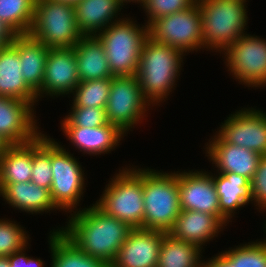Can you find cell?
I'll return each mask as SVG.
<instances>
[{"label":"cell","mask_w":266,"mask_h":267,"mask_svg":"<svg viewBox=\"0 0 266 267\" xmlns=\"http://www.w3.org/2000/svg\"><path fill=\"white\" fill-rule=\"evenodd\" d=\"M18 52L11 46L0 48V96L37 105L36 93L25 83Z\"/></svg>","instance_id":"22"},{"label":"cell","mask_w":266,"mask_h":267,"mask_svg":"<svg viewBox=\"0 0 266 267\" xmlns=\"http://www.w3.org/2000/svg\"><path fill=\"white\" fill-rule=\"evenodd\" d=\"M10 145L5 141V139L0 135V155L9 147Z\"/></svg>","instance_id":"41"},{"label":"cell","mask_w":266,"mask_h":267,"mask_svg":"<svg viewBox=\"0 0 266 267\" xmlns=\"http://www.w3.org/2000/svg\"><path fill=\"white\" fill-rule=\"evenodd\" d=\"M51 138V166H52V185L50 195L55 206L63 212L71 214L81 210L80 206L83 193L86 192L84 167L66 150L65 146L59 144ZM80 163V164H79Z\"/></svg>","instance_id":"8"},{"label":"cell","mask_w":266,"mask_h":267,"mask_svg":"<svg viewBox=\"0 0 266 267\" xmlns=\"http://www.w3.org/2000/svg\"><path fill=\"white\" fill-rule=\"evenodd\" d=\"M216 173H212V178L219 197L220 213L232 222L236 211L252 203L251 181L233 172Z\"/></svg>","instance_id":"23"},{"label":"cell","mask_w":266,"mask_h":267,"mask_svg":"<svg viewBox=\"0 0 266 267\" xmlns=\"http://www.w3.org/2000/svg\"><path fill=\"white\" fill-rule=\"evenodd\" d=\"M216 133L226 142L266 154V113L253 107L229 114Z\"/></svg>","instance_id":"12"},{"label":"cell","mask_w":266,"mask_h":267,"mask_svg":"<svg viewBox=\"0 0 266 267\" xmlns=\"http://www.w3.org/2000/svg\"><path fill=\"white\" fill-rule=\"evenodd\" d=\"M136 21L126 14V17L96 34L103 44L105 56L114 76H132L137 73L141 49L148 38V26L146 23L143 25Z\"/></svg>","instance_id":"6"},{"label":"cell","mask_w":266,"mask_h":267,"mask_svg":"<svg viewBox=\"0 0 266 267\" xmlns=\"http://www.w3.org/2000/svg\"><path fill=\"white\" fill-rule=\"evenodd\" d=\"M74 50L80 81L114 77L103 44L96 35H84L76 43Z\"/></svg>","instance_id":"25"},{"label":"cell","mask_w":266,"mask_h":267,"mask_svg":"<svg viewBox=\"0 0 266 267\" xmlns=\"http://www.w3.org/2000/svg\"><path fill=\"white\" fill-rule=\"evenodd\" d=\"M202 252L196 244L176 239L162 231L157 267H201Z\"/></svg>","instance_id":"28"},{"label":"cell","mask_w":266,"mask_h":267,"mask_svg":"<svg viewBox=\"0 0 266 267\" xmlns=\"http://www.w3.org/2000/svg\"><path fill=\"white\" fill-rule=\"evenodd\" d=\"M29 244L24 247V267H44L45 261H43L41 258H33L30 256H26L27 254L26 249L28 251Z\"/></svg>","instance_id":"40"},{"label":"cell","mask_w":266,"mask_h":267,"mask_svg":"<svg viewBox=\"0 0 266 267\" xmlns=\"http://www.w3.org/2000/svg\"><path fill=\"white\" fill-rule=\"evenodd\" d=\"M161 244L162 231L135 228L110 267H157Z\"/></svg>","instance_id":"17"},{"label":"cell","mask_w":266,"mask_h":267,"mask_svg":"<svg viewBox=\"0 0 266 267\" xmlns=\"http://www.w3.org/2000/svg\"><path fill=\"white\" fill-rule=\"evenodd\" d=\"M71 110L60 122L61 126L99 127L107 124L105 108L70 107Z\"/></svg>","instance_id":"34"},{"label":"cell","mask_w":266,"mask_h":267,"mask_svg":"<svg viewBox=\"0 0 266 267\" xmlns=\"http://www.w3.org/2000/svg\"><path fill=\"white\" fill-rule=\"evenodd\" d=\"M224 64L233 79L246 87L266 86V40L255 34H244L224 52Z\"/></svg>","instance_id":"10"},{"label":"cell","mask_w":266,"mask_h":267,"mask_svg":"<svg viewBox=\"0 0 266 267\" xmlns=\"http://www.w3.org/2000/svg\"><path fill=\"white\" fill-rule=\"evenodd\" d=\"M120 1V3L124 6V5H126V4H130L131 2H133V3H137V4H140V6L143 4V2L145 1V0H119Z\"/></svg>","instance_id":"43"},{"label":"cell","mask_w":266,"mask_h":267,"mask_svg":"<svg viewBox=\"0 0 266 267\" xmlns=\"http://www.w3.org/2000/svg\"><path fill=\"white\" fill-rule=\"evenodd\" d=\"M0 197L11 208L32 215L60 211L53 203L50 190L39 187L33 182L0 183ZM51 211V212H50Z\"/></svg>","instance_id":"20"},{"label":"cell","mask_w":266,"mask_h":267,"mask_svg":"<svg viewBox=\"0 0 266 267\" xmlns=\"http://www.w3.org/2000/svg\"><path fill=\"white\" fill-rule=\"evenodd\" d=\"M110 86L111 78L80 81L72 93L70 107L106 108Z\"/></svg>","instance_id":"32"},{"label":"cell","mask_w":266,"mask_h":267,"mask_svg":"<svg viewBox=\"0 0 266 267\" xmlns=\"http://www.w3.org/2000/svg\"><path fill=\"white\" fill-rule=\"evenodd\" d=\"M51 267H110L105 261L85 254L61 230L48 235Z\"/></svg>","instance_id":"26"},{"label":"cell","mask_w":266,"mask_h":267,"mask_svg":"<svg viewBox=\"0 0 266 267\" xmlns=\"http://www.w3.org/2000/svg\"><path fill=\"white\" fill-rule=\"evenodd\" d=\"M252 204L255 210L265 212L266 210V154L262 155L256 172L251 180ZM266 213V212H265Z\"/></svg>","instance_id":"36"},{"label":"cell","mask_w":266,"mask_h":267,"mask_svg":"<svg viewBox=\"0 0 266 267\" xmlns=\"http://www.w3.org/2000/svg\"><path fill=\"white\" fill-rule=\"evenodd\" d=\"M60 128L76 150L96 157L111 153L127 135L111 123L92 128L80 126H61Z\"/></svg>","instance_id":"18"},{"label":"cell","mask_w":266,"mask_h":267,"mask_svg":"<svg viewBox=\"0 0 266 267\" xmlns=\"http://www.w3.org/2000/svg\"><path fill=\"white\" fill-rule=\"evenodd\" d=\"M32 176V141L10 145L0 155V183L29 182Z\"/></svg>","instance_id":"27"},{"label":"cell","mask_w":266,"mask_h":267,"mask_svg":"<svg viewBox=\"0 0 266 267\" xmlns=\"http://www.w3.org/2000/svg\"><path fill=\"white\" fill-rule=\"evenodd\" d=\"M179 204L181 210H192L217 216L227 227L229 221L220 213L212 172L189 170L177 171Z\"/></svg>","instance_id":"13"},{"label":"cell","mask_w":266,"mask_h":267,"mask_svg":"<svg viewBox=\"0 0 266 267\" xmlns=\"http://www.w3.org/2000/svg\"><path fill=\"white\" fill-rule=\"evenodd\" d=\"M0 267H10L8 256H0Z\"/></svg>","instance_id":"42"},{"label":"cell","mask_w":266,"mask_h":267,"mask_svg":"<svg viewBox=\"0 0 266 267\" xmlns=\"http://www.w3.org/2000/svg\"><path fill=\"white\" fill-rule=\"evenodd\" d=\"M28 35L49 49L74 47L84 36L76 21L74 4L52 0H36Z\"/></svg>","instance_id":"7"},{"label":"cell","mask_w":266,"mask_h":267,"mask_svg":"<svg viewBox=\"0 0 266 267\" xmlns=\"http://www.w3.org/2000/svg\"><path fill=\"white\" fill-rule=\"evenodd\" d=\"M143 229L168 233L181 212L177 171L143 168Z\"/></svg>","instance_id":"5"},{"label":"cell","mask_w":266,"mask_h":267,"mask_svg":"<svg viewBox=\"0 0 266 267\" xmlns=\"http://www.w3.org/2000/svg\"><path fill=\"white\" fill-rule=\"evenodd\" d=\"M80 83L74 47L49 49L41 89L36 93L40 98L67 96Z\"/></svg>","instance_id":"14"},{"label":"cell","mask_w":266,"mask_h":267,"mask_svg":"<svg viewBox=\"0 0 266 267\" xmlns=\"http://www.w3.org/2000/svg\"><path fill=\"white\" fill-rule=\"evenodd\" d=\"M34 109L26 101L0 96V135L9 145L29 143L43 133Z\"/></svg>","instance_id":"15"},{"label":"cell","mask_w":266,"mask_h":267,"mask_svg":"<svg viewBox=\"0 0 266 267\" xmlns=\"http://www.w3.org/2000/svg\"><path fill=\"white\" fill-rule=\"evenodd\" d=\"M36 0H0V20L17 35H28L33 20Z\"/></svg>","instance_id":"29"},{"label":"cell","mask_w":266,"mask_h":267,"mask_svg":"<svg viewBox=\"0 0 266 267\" xmlns=\"http://www.w3.org/2000/svg\"><path fill=\"white\" fill-rule=\"evenodd\" d=\"M148 36L153 41L179 49L185 55L204 50L198 3L189 9L153 21L148 26Z\"/></svg>","instance_id":"11"},{"label":"cell","mask_w":266,"mask_h":267,"mask_svg":"<svg viewBox=\"0 0 266 267\" xmlns=\"http://www.w3.org/2000/svg\"><path fill=\"white\" fill-rule=\"evenodd\" d=\"M42 133L32 141V176L31 182L49 189L52 185L51 137Z\"/></svg>","instance_id":"30"},{"label":"cell","mask_w":266,"mask_h":267,"mask_svg":"<svg viewBox=\"0 0 266 267\" xmlns=\"http://www.w3.org/2000/svg\"><path fill=\"white\" fill-rule=\"evenodd\" d=\"M52 1L67 2V3H71V4H76L80 0H52Z\"/></svg>","instance_id":"44"},{"label":"cell","mask_w":266,"mask_h":267,"mask_svg":"<svg viewBox=\"0 0 266 267\" xmlns=\"http://www.w3.org/2000/svg\"><path fill=\"white\" fill-rule=\"evenodd\" d=\"M92 205L74 211L65 227L53 230H61L85 254L111 265L133 228Z\"/></svg>","instance_id":"1"},{"label":"cell","mask_w":266,"mask_h":267,"mask_svg":"<svg viewBox=\"0 0 266 267\" xmlns=\"http://www.w3.org/2000/svg\"><path fill=\"white\" fill-rule=\"evenodd\" d=\"M150 103L144 98L136 75L111 77L109 97L105 108L107 122L124 134L147 118Z\"/></svg>","instance_id":"9"},{"label":"cell","mask_w":266,"mask_h":267,"mask_svg":"<svg viewBox=\"0 0 266 267\" xmlns=\"http://www.w3.org/2000/svg\"><path fill=\"white\" fill-rule=\"evenodd\" d=\"M205 156L219 173L233 172L252 180L261 154L256 151L226 143L216 132L205 144ZM208 154V155H207Z\"/></svg>","instance_id":"16"},{"label":"cell","mask_w":266,"mask_h":267,"mask_svg":"<svg viewBox=\"0 0 266 267\" xmlns=\"http://www.w3.org/2000/svg\"><path fill=\"white\" fill-rule=\"evenodd\" d=\"M31 239L28 231L16 221L0 219V256H8L26 247Z\"/></svg>","instance_id":"33"},{"label":"cell","mask_w":266,"mask_h":267,"mask_svg":"<svg viewBox=\"0 0 266 267\" xmlns=\"http://www.w3.org/2000/svg\"><path fill=\"white\" fill-rule=\"evenodd\" d=\"M10 267H24V248L8 255Z\"/></svg>","instance_id":"39"},{"label":"cell","mask_w":266,"mask_h":267,"mask_svg":"<svg viewBox=\"0 0 266 267\" xmlns=\"http://www.w3.org/2000/svg\"><path fill=\"white\" fill-rule=\"evenodd\" d=\"M264 228L266 234V226ZM261 240L230 247L219 254L232 267H266V238Z\"/></svg>","instance_id":"31"},{"label":"cell","mask_w":266,"mask_h":267,"mask_svg":"<svg viewBox=\"0 0 266 267\" xmlns=\"http://www.w3.org/2000/svg\"><path fill=\"white\" fill-rule=\"evenodd\" d=\"M74 9L83 35H96L123 18V5L119 0H80L74 4Z\"/></svg>","instance_id":"21"},{"label":"cell","mask_w":266,"mask_h":267,"mask_svg":"<svg viewBox=\"0 0 266 267\" xmlns=\"http://www.w3.org/2000/svg\"><path fill=\"white\" fill-rule=\"evenodd\" d=\"M110 179L95 204L107 215L129 224L133 229H143V168L125 166Z\"/></svg>","instance_id":"4"},{"label":"cell","mask_w":266,"mask_h":267,"mask_svg":"<svg viewBox=\"0 0 266 267\" xmlns=\"http://www.w3.org/2000/svg\"><path fill=\"white\" fill-rule=\"evenodd\" d=\"M225 224L215 215L192 210H181L173 227L168 232L176 239L194 243L203 251L209 241L218 237Z\"/></svg>","instance_id":"19"},{"label":"cell","mask_w":266,"mask_h":267,"mask_svg":"<svg viewBox=\"0 0 266 267\" xmlns=\"http://www.w3.org/2000/svg\"><path fill=\"white\" fill-rule=\"evenodd\" d=\"M18 35L0 20V48L9 46Z\"/></svg>","instance_id":"37"},{"label":"cell","mask_w":266,"mask_h":267,"mask_svg":"<svg viewBox=\"0 0 266 267\" xmlns=\"http://www.w3.org/2000/svg\"><path fill=\"white\" fill-rule=\"evenodd\" d=\"M196 3L197 0H145L141 7L147 16L145 23L149 26L161 17L189 9Z\"/></svg>","instance_id":"35"},{"label":"cell","mask_w":266,"mask_h":267,"mask_svg":"<svg viewBox=\"0 0 266 267\" xmlns=\"http://www.w3.org/2000/svg\"><path fill=\"white\" fill-rule=\"evenodd\" d=\"M11 46L18 52L25 83L37 93L42 86L49 48L30 35H18Z\"/></svg>","instance_id":"24"},{"label":"cell","mask_w":266,"mask_h":267,"mask_svg":"<svg viewBox=\"0 0 266 267\" xmlns=\"http://www.w3.org/2000/svg\"><path fill=\"white\" fill-rule=\"evenodd\" d=\"M201 267H232L219 253L208 260L202 259Z\"/></svg>","instance_id":"38"},{"label":"cell","mask_w":266,"mask_h":267,"mask_svg":"<svg viewBox=\"0 0 266 267\" xmlns=\"http://www.w3.org/2000/svg\"><path fill=\"white\" fill-rule=\"evenodd\" d=\"M185 56L179 49L153 41L149 36L145 40L136 76L152 108L164 103L175 90Z\"/></svg>","instance_id":"2"},{"label":"cell","mask_w":266,"mask_h":267,"mask_svg":"<svg viewBox=\"0 0 266 267\" xmlns=\"http://www.w3.org/2000/svg\"><path fill=\"white\" fill-rule=\"evenodd\" d=\"M245 0H197L201 11L203 46L207 51L221 53L247 30Z\"/></svg>","instance_id":"3"}]
</instances>
